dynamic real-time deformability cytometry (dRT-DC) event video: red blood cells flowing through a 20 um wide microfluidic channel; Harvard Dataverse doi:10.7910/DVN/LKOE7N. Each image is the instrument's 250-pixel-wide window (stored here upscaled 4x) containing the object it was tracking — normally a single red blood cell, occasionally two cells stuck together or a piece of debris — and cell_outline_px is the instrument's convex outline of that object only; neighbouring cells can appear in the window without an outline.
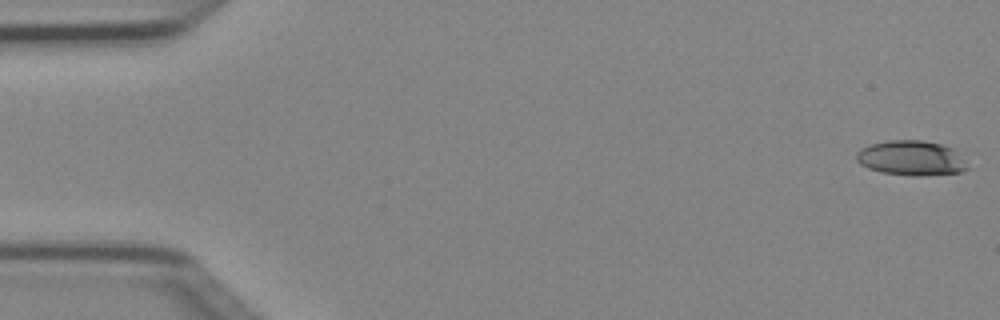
{"species": "Egyptian fruit bat (a non-hibernating species)", "species_latin": "Rousettus aegyptiacus", "temperature_condition": "cold", "stored_images_in_passage": 5, "camera_frame_rate_fps": 3000, "um_per_image_px": 0.085, "animal": {"sex": "female"}, "frame": {"image": 1, "passage_image": 1, "time_ms": 0.0, "image_size_px": [1000, 320], "cell_outline_px": [[968, 168], [960, 172], [924, 176], [912, 176], [880, 172], [868, 168], [860, 164], [856, 160], [856, 152], [860, 148], [868, 144], [888, 140], [924, 140], [940, 144], [952, 148], [964, 160]], "centroid_in_image_um": [77.4, 13.43], "position_along_channel_um": 7.6, "area_um2": 22.72}}
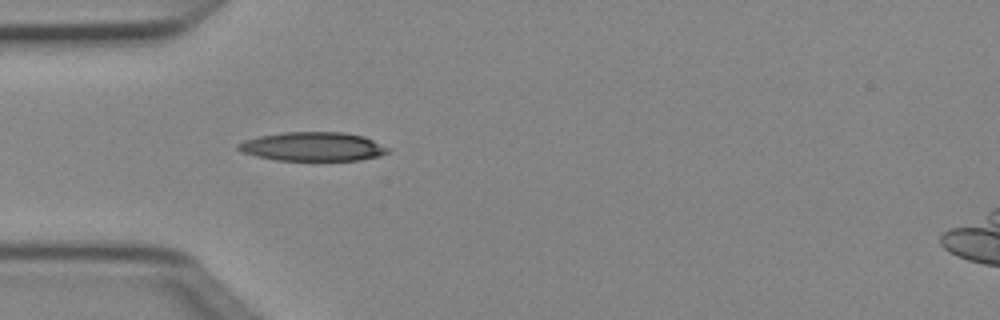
{"frame": {"image": 2, "passage_image": 5, "time_ms": 1.333, "image_size_px": [1000, 320], "cell_outline_px": [[392, 148], [388, 152], [380, 156], [360, 160], [276, 160], [256, 156], [244, 152], [236, 148], [236, 144], [244, 140], [260, 136], [284, 132], [344, 132], [364, 136]], "centroid_in_image_um": [26.63, 12.45], "position_along_channel_um": 58.4, "area_um2": 25.32}}